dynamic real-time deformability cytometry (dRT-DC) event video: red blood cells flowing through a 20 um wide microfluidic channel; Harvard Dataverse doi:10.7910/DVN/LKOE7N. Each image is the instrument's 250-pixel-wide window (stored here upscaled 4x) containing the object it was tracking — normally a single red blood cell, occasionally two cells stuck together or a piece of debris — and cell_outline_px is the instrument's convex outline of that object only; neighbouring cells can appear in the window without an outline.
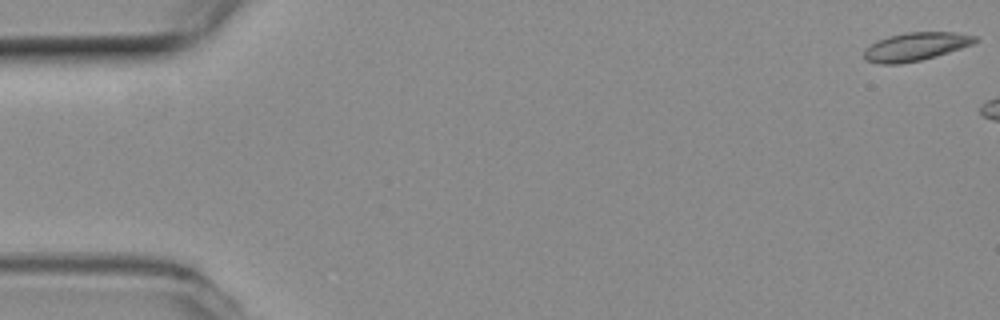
{"species": "common noctule bat (a hibernating species)", "species_latin": "Nyctalus noctula", "temperature_condition": "room temperature", "stored_images_in_passage": 6, "camera_frame_rate_fps": 3000, "um_per_image_px": 0.085, "animal": {"sex": "female", "body_mass_g": 19.3, "forearm_length_mm": 54.1}, "frame": {"image": 1, "passage_image": 1, "time_ms": 0.0, "image_size_px": [1000, 320], "cell_outline_px": [[980, 40], [972, 44], [936, 56], [920, 60], [900, 64], [880, 64], [864, 60], [864, 48], [876, 40], [888, 36], [908, 32], [956, 32], [976, 36]], "centroid_in_image_um": [77.79, 3.96], "position_along_channel_um": 7.2, "area_um2": 18.38}}